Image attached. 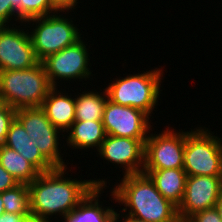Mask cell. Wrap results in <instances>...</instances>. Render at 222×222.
I'll list each match as a JSON object with an SVG mask.
<instances>
[{
    "label": "cell",
    "instance_id": "1",
    "mask_svg": "<svg viewBox=\"0 0 222 222\" xmlns=\"http://www.w3.org/2000/svg\"><path fill=\"white\" fill-rule=\"evenodd\" d=\"M67 168L55 167L51 171L40 173L28 185L31 216L47 220H50L53 215L64 218L95 186H107L105 179L82 181L65 177Z\"/></svg>",
    "mask_w": 222,
    "mask_h": 222
},
{
    "label": "cell",
    "instance_id": "2",
    "mask_svg": "<svg viewBox=\"0 0 222 222\" xmlns=\"http://www.w3.org/2000/svg\"><path fill=\"white\" fill-rule=\"evenodd\" d=\"M111 191L123 213L147 222H179L178 207L165 199L145 173L123 175ZM121 203V204H120Z\"/></svg>",
    "mask_w": 222,
    "mask_h": 222
},
{
    "label": "cell",
    "instance_id": "3",
    "mask_svg": "<svg viewBox=\"0 0 222 222\" xmlns=\"http://www.w3.org/2000/svg\"><path fill=\"white\" fill-rule=\"evenodd\" d=\"M52 88L42 62L28 69L0 71V102L16 110L41 107Z\"/></svg>",
    "mask_w": 222,
    "mask_h": 222
},
{
    "label": "cell",
    "instance_id": "4",
    "mask_svg": "<svg viewBox=\"0 0 222 222\" xmlns=\"http://www.w3.org/2000/svg\"><path fill=\"white\" fill-rule=\"evenodd\" d=\"M163 70L155 68L143 73L120 77L105 88L113 103L142 110L151 117L160 97ZM122 78V79H121Z\"/></svg>",
    "mask_w": 222,
    "mask_h": 222
},
{
    "label": "cell",
    "instance_id": "5",
    "mask_svg": "<svg viewBox=\"0 0 222 222\" xmlns=\"http://www.w3.org/2000/svg\"><path fill=\"white\" fill-rule=\"evenodd\" d=\"M60 12L65 11L59 10V13L32 18L24 22V24L28 23L29 25L33 23L32 26L27 27H33L29 35L35 56L39 62L73 45L82 38V34L77 26L73 24L72 19L66 18V16L64 18L60 15ZM34 23L36 24L35 27L33 26Z\"/></svg>",
    "mask_w": 222,
    "mask_h": 222
},
{
    "label": "cell",
    "instance_id": "6",
    "mask_svg": "<svg viewBox=\"0 0 222 222\" xmlns=\"http://www.w3.org/2000/svg\"><path fill=\"white\" fill-rule=\"evenodd\" d=\"M198 127L186 131L183 169L187 176H222V138Z\"/></svg>",
    "mask_w": 222,
    "mask_h": 222
},
{
    "label": "cell",
    "instance_id": "7",
    "mask_svg": "<svg viewBox=\"0 0 222 222\" xmlns=\"http://www.w3.org/2000/svg\"><path fill=\"white\" fill-rule=\"evenodd\" d=\"M15 118L22 124L28 136L33 139L42 155L54 167H67L59 148L62 131L51 123L41 107L17 109Z\"/></svg>",
    "mask_w": 222,
    "mask_h": 222
},
{
    "label": "cell",
    "instance_id": "8",
    "mask_svg": "<svg viewBox=\"0 0 222 222\" xmlns=\"http://www.w3.org/2000/svg\"><path fill=\"white\" fill-rule=\"evenodd\" d=\"M174 130L168 127L159 134L149 132L145 142L143 170L183 168L186 131Z\"/></svg>",
    "mask_w": 222,
    "mask_h": 222
},
{
    "label": "cell",
    "instance_id": "9",
    "mask_svg": "<svg viewBox=\"0 0 222 222\" xmlns=\"http://www.w3.org/2000/svg\"><path fill=\"white\" fill-rule=\"evenodd\" d=\"M85 41L82 39L71 46L48 56L42 61L49 82L53 87H57V83L63 81L89 79L91 70L89 68V50ZM70 79V80H69ZM58 80V81H57Z\"/></svg>",
    "mask_w": 222,
    "mask_h": 222
},
{
    "label": "cell",
    "instance_id": "10",
    "mask_svg": "<svg viewBox=\"0 0 222 222\" xmlns=\"http://www.w3.org/2000/svg\"><path fill=\"white\" fill-rule=\"evenodd\" d=\"M150 117L142 110L113 103L109 99L104 107L103 126L107 135L140 139L144 143L152 130Z\"/></svg>",
    "mask_w": 222,
    "mask_h": 222
},
{
    "label": "cell",
    "instance_id": "11",
    "mask_svg": "<svg viewBox=\"0 0 222 222\" xmlns=\"http://www.w3.org/2000/svg\"><path fill=\"white\" fill-rule=\"evenodd\" d=\"M38 63L28 29L14 23L0 26V71L28 69Z\"/></svg>",
    "mask_w": 222,
    "mask_h": 222
},
{
    "label": "cell",
    "instance_id": "12",
    "mask_svg": "<svg viewBox=\"0 0 222 222\" xmlns=\"http://www.w3.org/2000/svg\"><path fill=\"white\" fill-rule=\"evenodd\" d=\"M222 193V176H187L185 194L178 207L180 221L215 207Z\"/></svg>",
    "mask_w": 222,
    "mask_h": 222
},
{
    "label": "cell",
    "instance_id": "13",
    "mask_svg": "<svg viewBox=\"0 0 222 222\" xmlns=\"http://www.w3.org/2000/svg\"><path fill=\"white\" fill-rule=\"evenodd\" d=\"M97 152L108 163L120 164L123 175L143 172L145 143L140 139L107 135Z\"/></svg>",
    "mask_w": 222,
    "mask_h": 222
},
{
    "label": "cell",
    "instance_id": "14",
    "mask_svg": "<svg viewBox=\"0 0 222 222\" xmlns=\"http://www.w3.org/2000/svg\"><path fill=\"white\" fill-rule=\"evenodd\" d=\"M4 145L21 154L40 173L53 170L55 167L42 155L33 139L15 118L10 126Z\"/></svg>",
    "mask_w": 222,
    "mask_h": 222
},
{
    "label": "cell",
    "instance_id": "15",
    "mask_svg": "<svg viewBox=\"0 0 222 222\" xmlns=\"http://www.w3.org/2000/svg\"><path fill=\"white\" fill-rule=\"evenodd\" d=\"M64 92L59 91L58 87H53L44 99L41 108L51 123L65 134L75 121V98Z\"/></svg>",
    "mask_w": 222,
    "mask_h": 222
},
{
    "label": "cell",
    "instance_id": "16",
    "mask_svg": "<svg viewBox=\"0 0 222 222\" xmlns=\"http://www.w3.org/2000/svg\"><path fill=\"white\" fill-rule=\"evenodd\" d=\"M104 188L95 186L78 206L64 217L63 222H113L115 208L103 207L99 201Z\"/></svg>",
    "mask_w": 222,
    "mask_h": 222
},
{
    "label": "cell",
    "instance_id": "17",
    "mask_svg": "<svg viewBox=\"0 0 222 222\" xmlns=\"http://www.w3.org/2000/svg\"><path fill=\"white\" fill-rule=\"evenodd\" d=\"M155 184L162 196L179 207L184 194L187 174L183 168L143 170Z\"/></svg>",
    "mask_w": 222,
    "mask_h": 222
},
{
    "label": "cell",
    "instance_id": "18",
    "mask_svg": "<svg viewBox=\"0 0 222 222\" xmlns=\"http://www.w3.org/2000/svg\"><path fill=\"white\" fill-rule=\"evenodd\" d=\"M67 133V146L81 150L95 147L98 151L107 136L103 121L96 120L74 121Z\"/></svg>",
    "mask_w": 222,
    "mask_h": 222
},
{
    "label": "cell",
    "instance_id": "19",
    "mask_svg": "<svg viewBox=\"0 0 222 222\" xmlns=\"http://www.w3.org/2000/svg\"><path fill=\"white\" fill-rule=\"evenodd\" d=\"M0 164L19 184L29 185L40 174L21 154L4 144L0 145Z\"/></svg>",
    "mask_w": 222,
    "mask_h": 222
},
{
    "label": "cell",
    "instance_id": "20",
    "mask_svg": "<svg viewBox=\"0 0 222 222\" xmlns=\"http://www.w3.org/2000/svg\"><path fill=\"white\" fill-rule=\"evenodd\" d=\"M83 91L75 95V121H103L104 107L108 99L107 91ZM100 93V94H99Z\"/></svg>",
    "mask_w": 222,
    "mask_h": 222
},
{
    "label": "cell",
    "instance_id": "21",
    "mask_svg": "<svg viewBox=\"0 0 222 222\" xmlns=\"http://www.w3.org/2000/svg\"><path fill=\"white\" fill-rule=\"evenodd\" d=\"M5 212L17 215H31L30 189L27 184H18L16 187L0 193Z\"/></svg>",
    "mask_w": 222,
    "mask_h": 222
},
{
    "label": "cell",
    "instance_id": "22",
    "mask_svg": "<svg viewBox=\"0 0 222 222\" xmlns=\"http://www.w3.org/2000/svg\"><path fill=\"white\" fill-rule=\"evenodd\" d=\"M59 12L52 0H21L20 20L24 23L29 19L44 17Z\"/></svg>",
    "mask_w": 222,
    "mask_h": 222
},
{
    "label": "cell",
    "instance_id": "23",
    "mask_svg": "<svg viewBox=\"0 0 222 222\" xmlns=\"http://www.w3.org/2000/svg\"><path fill=\"white\" fill-rule=\"evenodd\" d=\"M20 3L21 0H0V26H7L14 17L15 21L24 26L20 20Z\"/></svg>",
    "mask_w": 222,
    "mask_h": 222
},
{
    "label": "cell",
    "instance_id": "24",
    "mask_svg": "<svg viewBox=\"0 0 222 222\" xmlns=\"http://www.w3.org/2000/svg\"><path fill=\"white\" fill-rule=\"evenodd\" d=\"M16 109L0 102V145H3L11 122L15 119Z\"/></svg>",
    "mask_w": 222,
    "mask_h": 222
},
{
    "label": "cell",
    "instance_id": "25",
    "mask_svg": "<svg viewBox=\"0 0 222 222\" xmlns=\"http://www.w3.org/2000/svg\"><path fill=\"white\" fill-rule=\"evenodd\" d=\"M185 222H222L215 207L198 212L189 217Z\"/></svg>",
    "mask_w": 222,
    "mask_h": 222
},
{
    "label": "cell",
    "instance_id": "26",
    "mask_svg": "<svg viewBox=\"0 0 222 222\" xmlns=\"http://www.w3.org/2000/svg\"><path fill=\"white\" fill-rule=\"evenodd\" d=\"M18 181L0 164V193L18 185Z\"/></svg>",
    "mask_w": 222,
    "mask_h": 222
},
{
    "label": "cell",
    "instance_id": "27",
    "mask_svg": "<svg viewBox=\"0 0 222 222\" xmlns=\"http://www.w3.org/2000/svg\"><path fill=\"white\" fill-rule=\"evenodd\" d=\"M55 7L60 11H68L75 9L74 7L77 5V0H52Z\"/></svg>",
    "mask_w": 222,
    "mask_h": 222
},
{
    "label": "cell",
    "instance_id": "28",
    "mask_svg": "<svg viewBox=\"0 0 222 222\" xmlns=\"http://www.w3.org/2000/svg\"><path fill=\"white\" fill-rule=\"evenodd\" d=\"M31 215H17L9 212H4L1 215V222H23L27 217Z\"/></svg>",
    "mask_w": 222,
    "mask_h": 222
},
{
    "label": "cell",
    "instance_id": "29",
    "mask_svg": "<svg viewBox=\"0 0 222 222\" xmlns=\"http://www.w3.org/2000/svg\"><path fill=\"white\" fill-rule=\"evenodd\" d=\"M122 215H124V214H119V213H117L116 211H115V214H114V221L113 222H119L120 220H118V219H120V217L121 218H123L122 219V222H147V221H145V220H142V219H138V218H136V217H132V216H130V215H127V214H125L124 216H125V218H124V216H122ZM121 222V221H120Z\"/></svg>",
    "mask_w": 222,
    "mask_h": 222
},
{
    "label": "cell",
    "instance_id": "30",
    "mask_svg": "<svg viewBox=\"0 0 222 222\" xmlns=\"http://www.w3.org/2000/svg\"><path fill=\"white\" fill-rule=\"evenodd\" d=\"M23 222H51L50 220L38 218L34 216L27 217Z\"/></svg>",
    "mask_w": 222,
    "mask_h": 222
},
{
    "label": "cell",
    "instance_id": "31",
    "mask_svg": "<svg viewBox=\"0 0 222 222\" xmlns=\"http://www.w3.org/2000/svg\"><path fill=\"white\" fill-rule=\"evenodd\" d=\"M215 208L217 209L218 213H219V216L222 220V193L221 195L219 196V199L215 205Z\"/></svg>",
    "mask_w": 222,
    "mask_h": 222
},
{
    "label": "cell",
    "instance_id": "32",
    "mask_svg": "<svg viewBox=\"0 0 222 222\" xmlns=\"http://www.w3.org/2000/svg\"><path fill=\"white\" fill-rule=\"evenodd\" d=\"M5 212L4 206H3V201L0 195V216Z\"/></svg>",
    "mask_w": 222,
    "mask_h": 222
}]
</instances>
